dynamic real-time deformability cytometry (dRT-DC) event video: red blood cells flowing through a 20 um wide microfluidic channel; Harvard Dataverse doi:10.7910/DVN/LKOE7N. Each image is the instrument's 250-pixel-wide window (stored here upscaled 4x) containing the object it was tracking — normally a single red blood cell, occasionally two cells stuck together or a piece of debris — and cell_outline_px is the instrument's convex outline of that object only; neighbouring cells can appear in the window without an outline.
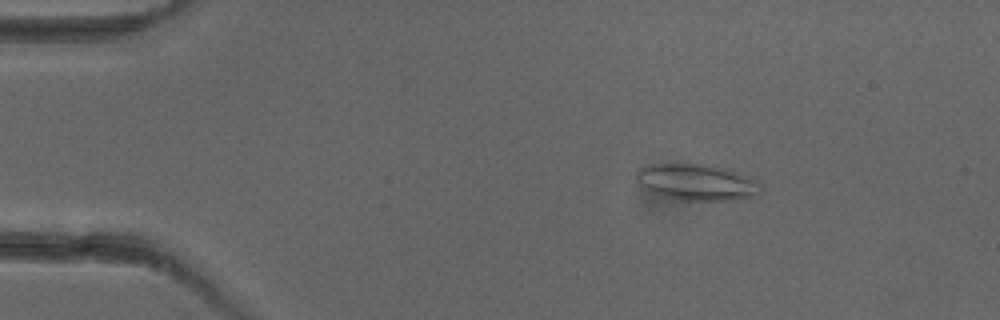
{"species": "common noctule bat (a hibernating species)", "species_latin": "Nyctalus noctula", "temperature_condition": "cold", "stored_images_in_passage": 4, "camera_frame_rate_fps": 3000, "um_per_image_px": 0.085, "animal": {"sex": "female"}, "frame": {"image": 1, "passage_image": 2, "time_ms": 1.333, "image_size_px": [1000, 320], "cell_outline_px": [[760, 192], [752, 196], [736, 200], [680, 200], [660, 196], [644, 188], [636, 180], [636, 172], [640, 168], [648, 164], [696, 164], [720, 168], [732, 172], [752, 180], [760, 184]], "centroid_in_image_um": [59.11, 15.51], "position_along_channel_um": 25.9, "area_um2": 25.61}}
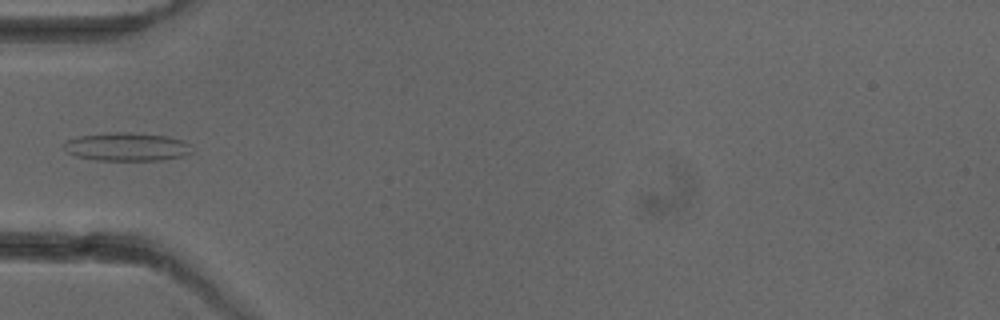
{"frame": {"image": 2, "passage_image": 4, "time_ms": 4.333, "image_size_px": [1000, 320], "cell_outline_px": [[192, 152], [184, 156], [160, 160], [96, 160], [76, 156], [68, 152], [64, 148], [64, 140], [80, 136], [116, 132], [128, 132], [168, 136], [184, 140], [192, 144]], "centroid_in_image_um": [10.83, 12.47], "position_along_channel_um": 74.2, "area_um2": 21.21}}